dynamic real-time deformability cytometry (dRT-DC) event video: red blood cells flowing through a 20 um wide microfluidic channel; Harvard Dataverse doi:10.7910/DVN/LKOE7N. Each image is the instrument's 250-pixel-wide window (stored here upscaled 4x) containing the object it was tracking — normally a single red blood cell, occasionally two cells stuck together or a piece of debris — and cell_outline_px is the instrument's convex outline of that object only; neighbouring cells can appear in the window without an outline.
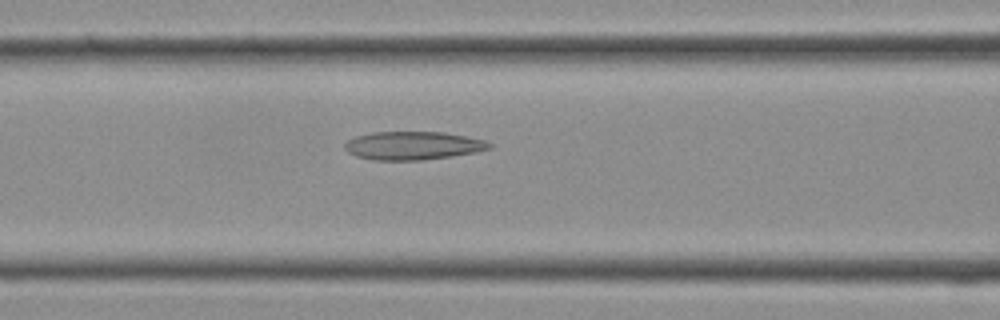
{"species": "Egyptian fruit bat (a non-hibernating species)", "species_latin": "Rousettus aegyptiacus", "temperature_condition": "cold", "stored_images_in_passage": 16, "camera_frame_rate_fps": 3000, "um_per_image_px": 0.085, "frame": {"image": 1, "passage_image": 12, "time_ms": 3.667, "image_size_px": [1000, 320], "cell_outline_px": [[492, 148], [476, 152], [452, 156], [420, 160], [372, 160], [356, 156], [348, 152], [344, 148], [344, 144], [348, 140], [356, 136], [372, 132], [444, 132], [484, 140], [492, 144]], "centroid_in_image_um": [35.09, 12.38], "position_along_channel_um": 131.5, "area_um2": 23.81}}
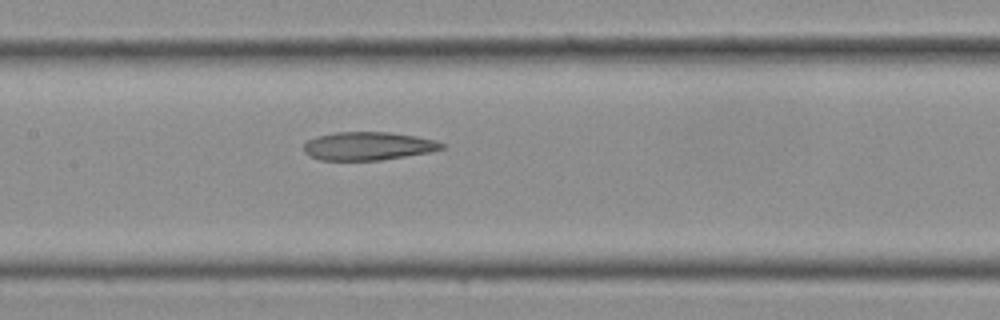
{"frame": {"image": 2, "passage_image": 14, "time_ms": 4.333, "image_size_px": [1000, 320], "cell_outline_px": [[444, 148], [432, 152], [380, 160], [320, 160], [304, 152], [304, 144], [308, 140], [316, 136], [336, 132], [388, 132], [416, 136], [436, 140], [444, 144]], "centroid_in_image_um": [31.31, 12.41], "position_along_channel_um": 176.1, "area_um2": 22.72}}
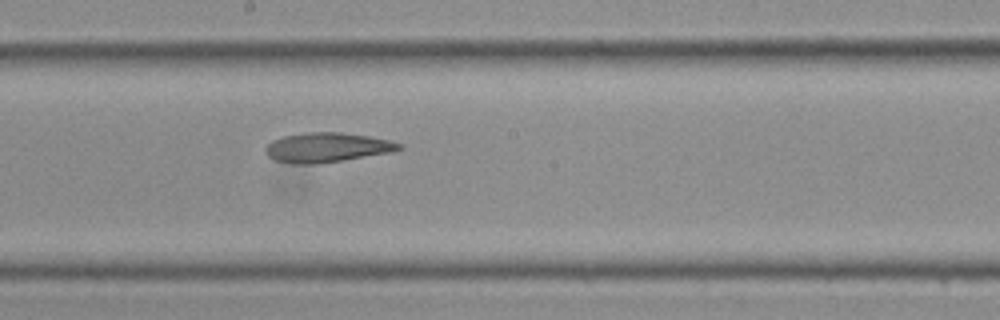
{"frame": {"image": 3, "passage_image": 16, "time_ms": 5.0, "image_size_px": [1000, 320], "cell_outline_px": [[404, 148], [392, 152], [344, 160], [316, 164], [296, 164], [276, 160], [268, 156], [264, 148], [272, 140], [284, 136], [304, 132], [340, 132], [368, 136], [388, 140], [400, 144]], "centroid_in_image_um": [27.78, 12.53], "position_along_channel_um": 220.4, "area_um2": 22.95}}